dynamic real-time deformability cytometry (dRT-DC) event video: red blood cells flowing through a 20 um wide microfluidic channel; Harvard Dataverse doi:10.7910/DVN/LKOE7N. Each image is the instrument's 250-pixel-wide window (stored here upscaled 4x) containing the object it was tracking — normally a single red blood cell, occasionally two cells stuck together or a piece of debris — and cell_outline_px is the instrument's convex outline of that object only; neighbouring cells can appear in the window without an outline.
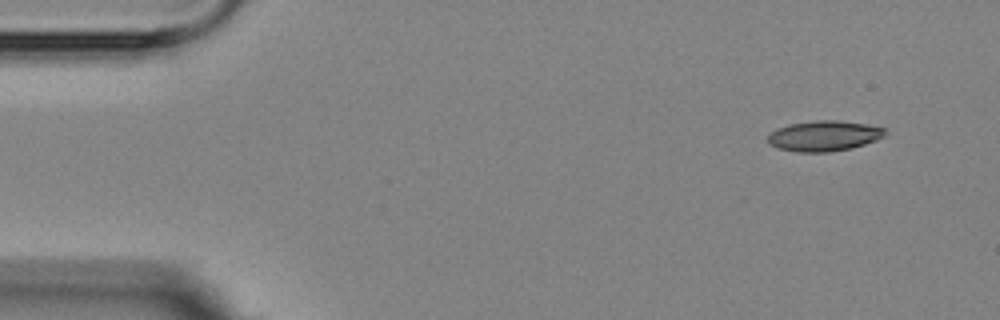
{"species": "Egyptian fruit bat (a non-hibernating species)", "species_latin": "Rousettus aegyptiacus", "temperature_condition": "room temperature", "stored_images_in_passage": 4, "segment_of_instrument_passage": [1, 2], "camera_frame_rate_fps": 3000, "um_per_image_px": 0.085, "animal": {"sex": "female"}, "frame": {"image": 1, "passage_image": 1, "time_ms": 0.0, "image_size_px": [1000, 320], "cell_outline_px": [[888, 132], [884, 136], [876, 140], [852, 148], [828, 152], [796, 152], [776, 148], [768, 144], [768, 136], [776, 128], [788, 124], [816, 120], [840, 120], [888, 128]], "centroid_in_image_um": [70.04, 11.55], "position_along_channel_um": 15.0, "area_um2": 21.04}}